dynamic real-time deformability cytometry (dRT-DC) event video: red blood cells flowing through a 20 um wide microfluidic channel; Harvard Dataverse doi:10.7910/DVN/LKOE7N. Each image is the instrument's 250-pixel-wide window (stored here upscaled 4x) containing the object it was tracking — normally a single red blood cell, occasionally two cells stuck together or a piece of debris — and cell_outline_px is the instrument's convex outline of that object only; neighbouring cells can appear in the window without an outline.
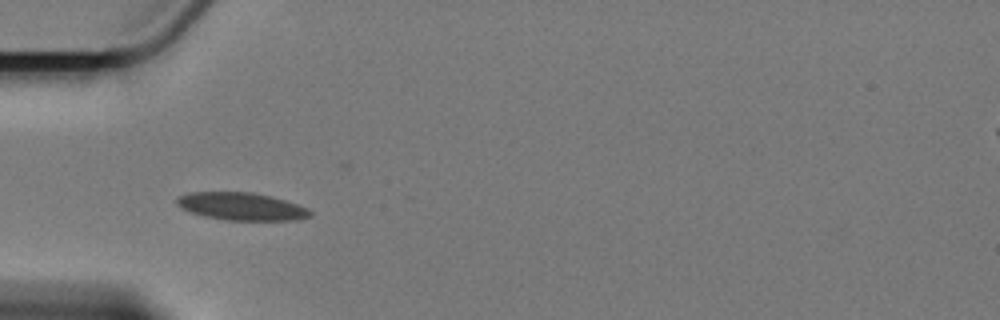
{"species": "Egyptian fruit bat (a non-hibernating species)", "species_latin": "Rousettus aegyptiacus", "temperature_condition": "cold", "stored_images_in_passage": 5, "camera_frame_rate_fps": 3000, "um_per_image_px": 0.085, "animal": {"sex": "female"}, "frame": {"image": 1, "passage_image": 4, "time_ms": 4.667, "image_size_px": [1000, 320], "cell_outline_px": [[312, 216], [296, 220], [224, 220], [204, 216], [180, 208], [176, 204], [176, 200], [180, 196], [192, 192], [252, 192], [272, 196], [308, 208], [312, 212]], "centroid_in_image_um": [20.54, 17.55], "position_along_channel_um": 64.5, "area_um2": 21.44}}
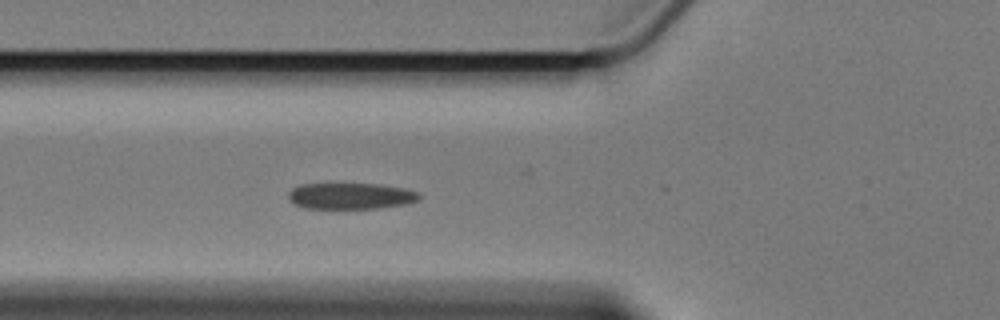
{"frame": {"image": 2, "passage_image": 5, "time_ms": 5.667, "image_size_px": [1000, 320], "cell_outline_px": [[420, 196], [416, 200], [404, 204], [380, 208], [304, 208], [292, 204], [288, 200], [288, 192], [292, 188], [300, 184], [380, 184], [404, 188], [420, 192]], "centroid_in_image_um": [29.76, 16.66], "position_along_channel_um": 96.0, "area_um2": 20.06}}